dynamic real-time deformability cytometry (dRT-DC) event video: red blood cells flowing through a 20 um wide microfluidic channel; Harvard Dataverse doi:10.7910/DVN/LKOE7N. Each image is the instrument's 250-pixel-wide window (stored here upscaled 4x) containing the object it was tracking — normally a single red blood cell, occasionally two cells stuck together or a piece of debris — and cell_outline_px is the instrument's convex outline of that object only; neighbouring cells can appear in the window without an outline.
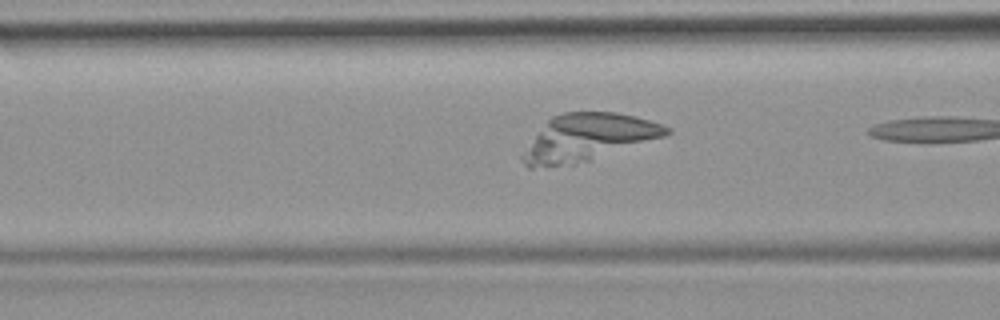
{"species": "common noctule bat (a hibernating species)", "species_latin": "Nyctalus noctula", "temperature_condition": "room temperature", "stored_images_in_passage": 6, "camera_frame_rate_fps": 3000, "um_per_image_px": 0.085, "animal": {"sex": "female", "body_mass_g": 19.9}, "frame": {"image": 1, "passage_image": 5, "time_ms": 1.333, "image_size_px": [1000, 320], "cell_outline_px": [[672, 132], [664, 136], [588, 160], [572, 164], [532, 168], [528, 168], [524, 164], [520, 156], [548, 120], [552, 116], [564, 112], [616, 112], [636, 116], [664, 124], [672, 128]], "centroid_in_image_um": [50.0, 11.67], "position_along_channel_um": 116.6, "area_um2": 38.67}}